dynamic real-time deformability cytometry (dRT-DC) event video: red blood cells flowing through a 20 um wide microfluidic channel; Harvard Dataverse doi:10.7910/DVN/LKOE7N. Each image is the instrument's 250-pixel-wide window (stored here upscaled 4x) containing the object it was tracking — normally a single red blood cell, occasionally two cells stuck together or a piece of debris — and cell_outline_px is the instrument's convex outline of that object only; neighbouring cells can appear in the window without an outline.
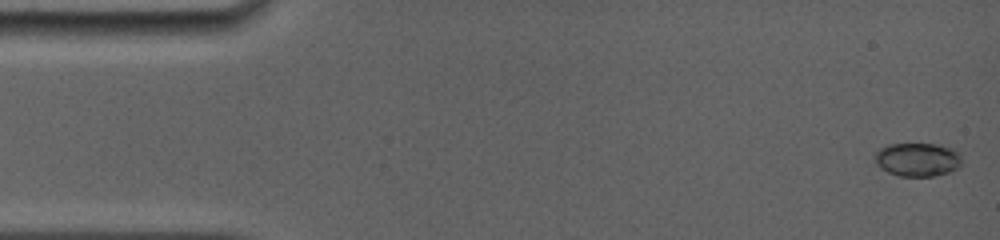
{"species": "common noctule bat (a hibernating species)", "species_latin": "Nyctalus noctula", "temperature_condition": "room temperature", "stored_images_in_passage": 8, "segment_of_instrument_passage": [1, 2], "camera_frame_rate_fps": 5000, "um_per_image_px": 0.085, "animal": {"sex": "female", "body_mass_g": 19.0, "forearm_length_mm": 56.7}, "frame": {"image": 1, "passage_image": 1, "time_ms": 0.0, "image_size_px": [1000, 240], "cell_outline_px": [[960, 164], [952, 172], [932, 176], [900, 176], [888, 172], [880, 168], [876, 164], [876, 152], [880, 148], [888, 144], [940, 144], [952, 148], [960, 156]], "centroid_in_image_um": [77.98, 13.56], "position_along_channel_um": 7.0, "area_um2": 16.94}}